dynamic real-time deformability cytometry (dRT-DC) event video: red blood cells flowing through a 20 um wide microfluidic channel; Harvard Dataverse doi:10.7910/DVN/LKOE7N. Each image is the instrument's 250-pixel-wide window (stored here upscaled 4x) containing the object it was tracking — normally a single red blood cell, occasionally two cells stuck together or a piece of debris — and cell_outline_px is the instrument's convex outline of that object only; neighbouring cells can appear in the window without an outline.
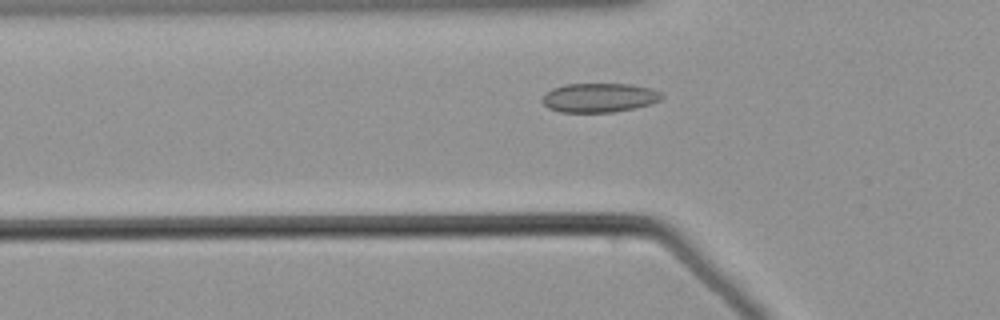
{"species": "common noctule bat (a hibernating species)", "species_latin": "Nyctalus noctula", "temperature_condition": "warm", "stored_images_in_passage": 46, "camera_frame_rate_fps": 3000, "um_per_image_px": 0.085, "animal": {"sex": "male", "body_mass_g": 21.5, "forearm_length_mm": 52.0}, "frame": {"image": 1, "passage_image": 12, "time_ms": 3.667, "image_size_px": [1000, 320], "cell_outline_px": [[664, 96], [660, 100], [648, 104], [632, 108], [612, 112], [560, 112], [548, 108], [540, 100], [544, 92], [552, 88], [564, 84], [632, 84], [648, 88], [660, 92]], "centroid_in_image_um": [50.86, 8.29], "position_along_channel_um": 74.9, "area_um2": 20.29}}
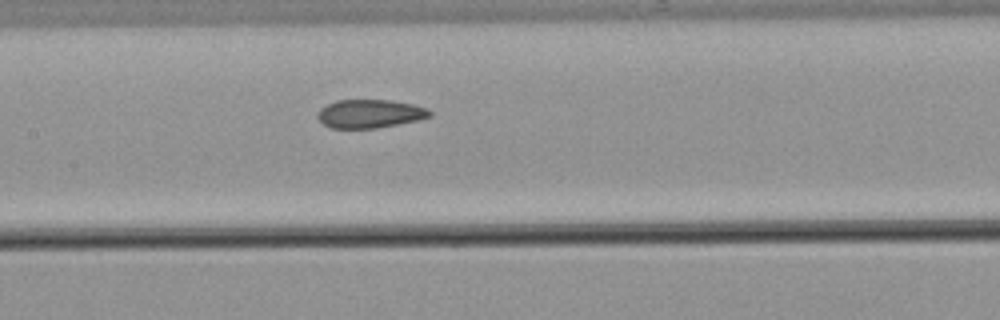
{"frame": {"image": 2, "passage_image": 20, "time_ms": 6.333, "image_size_px": [1000, 320], "cell_outline_px": [[432, 116], [420, 120], [376, 128], [332, 128], [324, 124], [316, 116], [320, 108], [336, 100], [388, 100], [412, 104], [428, 108], [432, 112]], "centroid_in_image_um": [31.46, 9.66], "position_along_channel_um": 175.9, "area_um2": 18.61}}
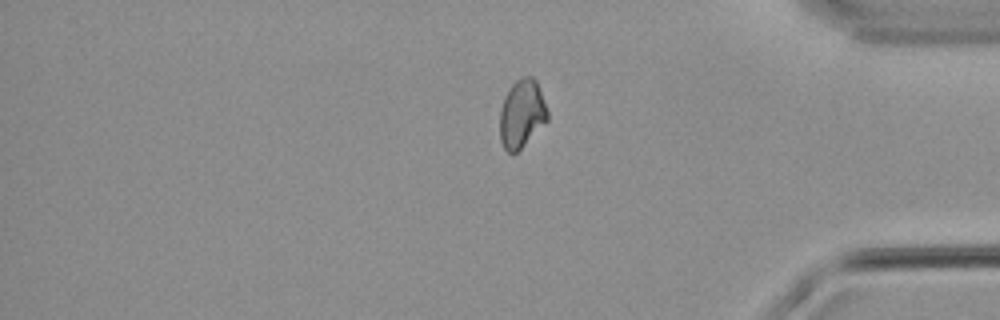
{"frame": {"image": 3, "passage_image": 39, "time_ms": 12.667, "image_size_px": [1000, 320], "cell_outline_px": [[548, 120], [512, 156], [504, 148], [500, 140], [500, 108], [504, 96], [508, 88], [516, 80], [524, 76], [532, 76], [536, 80], [548, 112]], "centroid_in_image_um": [44.33, 9.66], "position_along_channel_um": 390.9, "area_um2": 18.9}}